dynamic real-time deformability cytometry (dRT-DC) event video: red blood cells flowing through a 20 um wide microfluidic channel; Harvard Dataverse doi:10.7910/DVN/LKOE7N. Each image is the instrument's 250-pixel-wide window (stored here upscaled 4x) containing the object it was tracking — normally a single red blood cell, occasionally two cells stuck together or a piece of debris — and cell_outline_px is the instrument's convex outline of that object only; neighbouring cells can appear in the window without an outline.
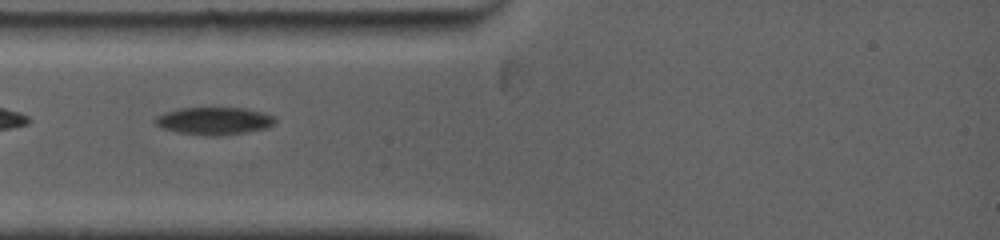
{"species": "common noctule bat (a hibernating species)", "species_latin": "Nyctalus noctula", "temperature_condition": "warm", "stored_images_in_passage": 6, "camera_frame_rate_fps": 5000, "um_per_image_px": 0.085, "animal": {"sex": "female", "body_mass_g": 19.0, "forearm_length_mm": 53.3}, "frame": {"image": 1, "passage_image": 3, "time_ms": 1.2, "image_size_px": [1000, 240], "cell_outline_px": [[276, 120], [268, 128], [220, 136], [204, 136], [180, 132], [164, 128], [156, 124], [152, 120], [156, 116], [164, 112], [180, 108], [244, 108], [260, 112], [272, 116]], "centroid_in_image_um": [18.16, 10.28], "position_along_channel_um": 66.8, "area_um2": 19.07}}
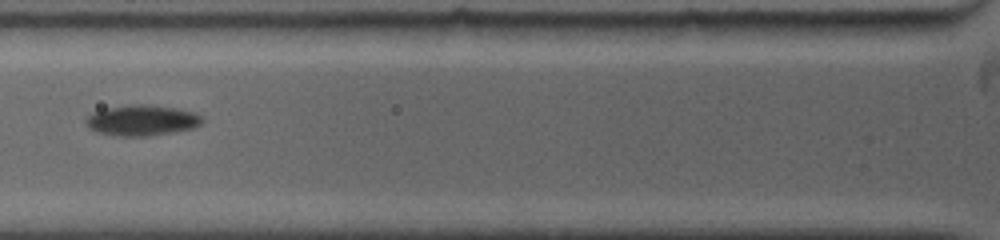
{"frame": {"image": 2, "passage_image": 5, "time_ms": 2.4, "image_size_px": [1000, 240], "cell_outline_px": [[204, 120], [196, 128], [148, 136], [120, 136], [96, 132], [88, 128], [84, 120], [92, 112], [104, 108], [136, 104], [140, 104], [176, 108], [196, 112]], "centroid_in_image_um": [12.05, 10.23], "position_along_channel_um": 113.8, "area_um2": 20.87}}